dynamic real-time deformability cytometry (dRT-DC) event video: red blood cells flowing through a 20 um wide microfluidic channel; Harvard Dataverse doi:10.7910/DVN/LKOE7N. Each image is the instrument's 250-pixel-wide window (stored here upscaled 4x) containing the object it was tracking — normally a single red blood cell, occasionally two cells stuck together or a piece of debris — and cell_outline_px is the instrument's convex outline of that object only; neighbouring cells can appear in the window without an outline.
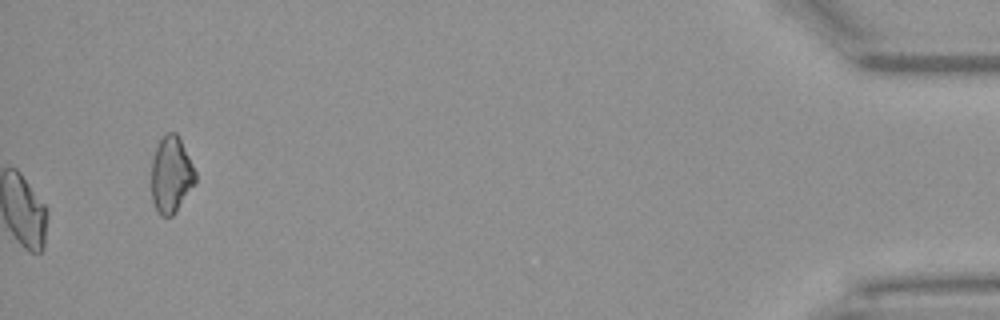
{"species": "Egyptian fruit bat (a non-hibernating species)", "species_latin": "Rousettus aegyptiacus", "temperature_condition": "warm", "stored_images_in_passage": 48, "camera_frame_rate_fps": 3000, "um_per_image_px": 0.085, "animal": {"sex": "female"}, "frame": {"image": 1, "passage_image": 48, "time_ms": 15.667, "image_size_px": [1000, 320], "cell_outline_px": [[196, 180], [176, 212], [172, 216], [160, 216], [152, 200], [152, 160], [156, 148], [164, 132], [176, 132], [196, 172]], "centroid_in_image_um": [14.54, 14.85], "position_along_channel_um": 420.7, "area_um2": 19.31}, "authors_computed_cell_mechanics": {"area_um2": 20.0855, "velocity_mm_per_s": 3.9603, "shape_relaxation_time_tau1_ms": 9.4928, "shape_relaxation_time_tau2_ms": 4.6932, "deformation_change_tau1": 0.2292, "deformation_change_tau2": 0.1036}}